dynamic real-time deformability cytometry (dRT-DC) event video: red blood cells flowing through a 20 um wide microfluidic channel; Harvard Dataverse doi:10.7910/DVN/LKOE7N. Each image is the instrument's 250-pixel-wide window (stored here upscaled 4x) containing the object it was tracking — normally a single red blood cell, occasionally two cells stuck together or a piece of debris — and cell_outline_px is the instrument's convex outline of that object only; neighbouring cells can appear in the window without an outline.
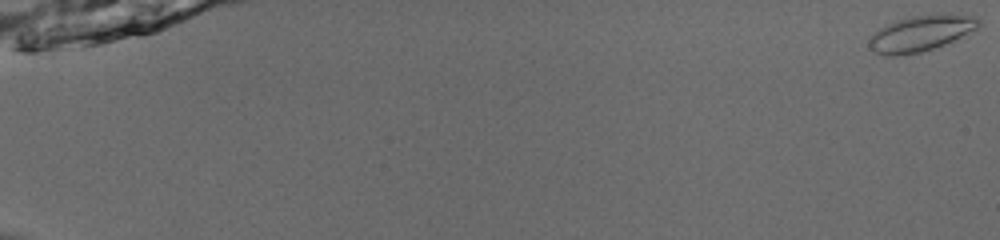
{"species": "common noctule bat (a hibernating species)", "species_latin": "Nyctalus noctula", "temperature_condition": "room temperature", "stored_images_in_passage": 55, "camera_frame_rate_fps": 3000, "um_per_image_px": 0.085, "animal": {"sex": "male", "body_mass_g": 13.0, "forearm_length_mm": 53.1}, "frame": {"image": 1, "passage_image": 1, "time_ms": 0.0, "image_size_px": [1000, 240], "cell_outline_px": [[980, 28], [944, 44], [920, 52], [896, 56], [884, 56], [872, 52], [868, 48], [868, 40], [880, 28], [896, 20], [912, 16], [936, 12], [976, 16], [980, 20]], "centroid_in_image_um": [78.28, 2.82], "position_along_channel_um": 6.7, "area_um2": 23.24}}
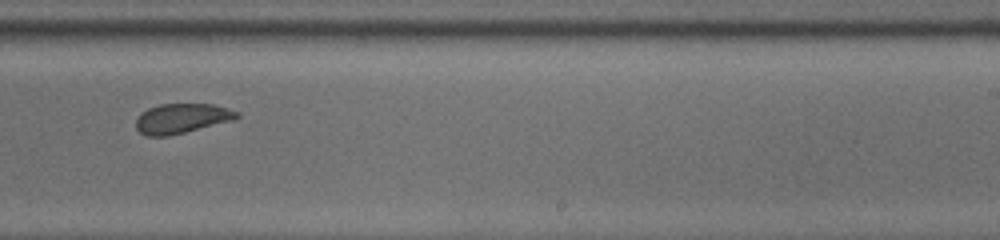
{"frame": {"image": 2, "passage_image": 37, "time_ms": 12.0, "image_size_px": [1000, 240], "cell_outline_px": [[240, 116], [236, 120], [168, 136], [148, 136], [140, 132], [136, 128], [136, 120], [140, 112], [148, 108], [160, 104], [212, 104], [228, 108], [240, 112]], "centroid_in_image_um": [15.48, 10.06], "position_along_channel_um": 273.5, "area_um2": 17.69}}
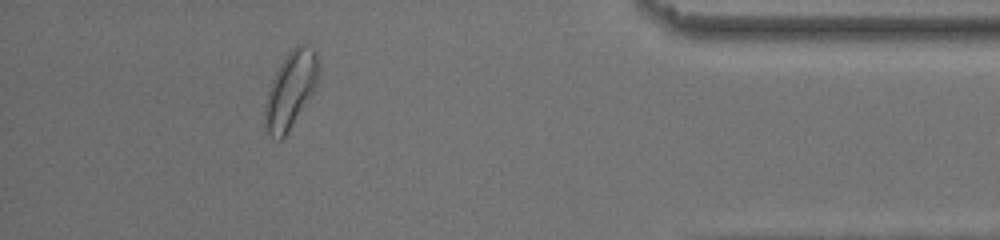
{"frame": {"image": 3, "passage_image": 50, "time_ms": 16.333, "image_size_px": [1000, 240], "cell_outline_px": [[320, 68], [316, 88], [288, 132], [280, 140], [276, 140], [264, 128], [264, 108], [268, 92], [272, 80], [276, 72], [288, 52], [296, 44], [308, 44], [316, 48], [320, 60]], "centroid_in_image_um": [24.75, 7.59], "position_along_channel_um": 410.5, "area_um2": 24.28}}